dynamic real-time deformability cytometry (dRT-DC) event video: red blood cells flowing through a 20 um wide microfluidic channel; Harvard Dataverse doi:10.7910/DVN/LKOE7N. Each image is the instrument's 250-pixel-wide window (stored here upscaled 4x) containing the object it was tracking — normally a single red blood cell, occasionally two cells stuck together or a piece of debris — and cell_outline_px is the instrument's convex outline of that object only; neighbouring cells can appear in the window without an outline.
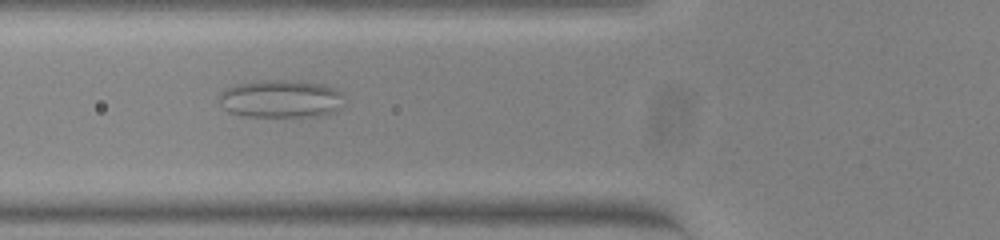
{"species": "common noctule bat (a hibernating species)", "species_latin": "Nyctalus noctula", "temperature_condition": "warm", "stored_images_in_passage": 32, "camera_frame_rate_fps": 3000, "um_per_image_px": 0.085, "animal": {"sex": "female", "body_mass_g": 23.0, "forearm_length_mm": 53.4}, "frame": {"image": 1, "passage_image": 4, "time_ms": 1.0, "image_size_px": [1000, 240], "cell_outline_px": [[340, 96], [332, 108], [328, 112], [300, 116], [244, 116], [228, 112], [220, 104], [220, 92], [224, 88], [236, 84], [260, 80], [300, 80], [328, 84], [336, 88], [340, 92]], "centroid_in_image_um": [23.71, 8.35], "position_along_channel_um": 102.1, "area_um2": 26.93}}
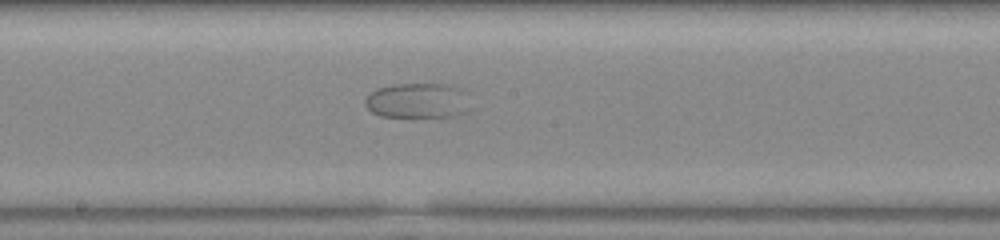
{"frame": {"image": 2, "passage_image": 13, "time_ms": 4.0, "image_size_px": [1000, 240], "cell_outline_px": [[464, 88], [452, 116], [380, 116], [372, 112], [364, 104], [364, 100], [376, 88], [396, 84], [444, 84]], "centroid_in_image_um": [35.22, 8.51], "position_along_channel_um": 213.0, "area_um2": 19.88}}
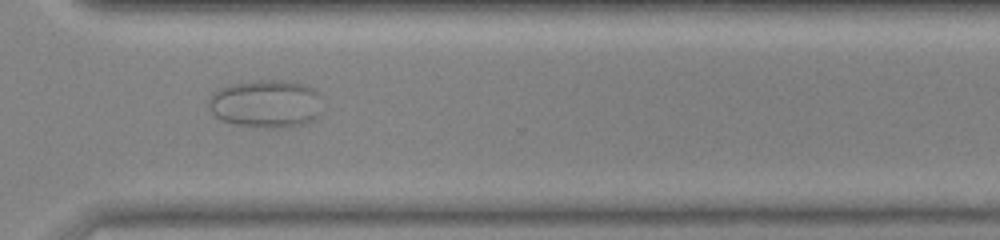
{"frame": {"image": 3, "passage_image": 24, "time_ms": 7.667, "image_size_px": [1000, 240], "cell_outline_px": [[316, 116], [312, 120], [304, 124], [272, 128], [268, 128], [236, 124], [220, 120], [208, 108], [208, 100], [212, 92], [228, 84], [256, 80], [280, 80], [304, 84], [312, 88], [316, 92]], "centroid_in_image_um": [22.48, 8.8], "position_along_channel_um": 348.1, "area_um2": 31.21}}